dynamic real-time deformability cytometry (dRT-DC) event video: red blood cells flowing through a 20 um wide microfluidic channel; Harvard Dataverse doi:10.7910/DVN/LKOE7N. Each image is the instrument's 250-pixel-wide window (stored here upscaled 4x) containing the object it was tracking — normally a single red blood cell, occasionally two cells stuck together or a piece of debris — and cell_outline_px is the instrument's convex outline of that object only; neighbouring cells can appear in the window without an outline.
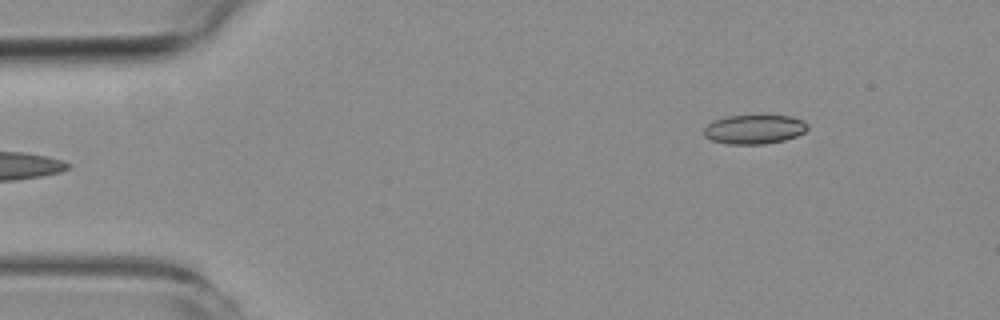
{"species": "common noctule bat (a hibernating species)", "species_latin": "Nyctalus noctula", "temperature_condition": "room temperature", "stored_images_in_passage": 5, "camera_frame_rate_fps": 3000, "um_per_image_px": 0.085, "animal": {"sex": "female", "body_mass_g": 19.3, "forearm_length_mm": 54.1}, "frame": {"image": 1, "passage_image": 5, "time_ms": 4.667, "image_size_px": [1000, 320], "cell_outline_px": [[808, 128], [804, 132], [796, 136], [784, 140], [764, 144], [728, 144], [712, 140], [704, 136], [704, 128], [708, 124], [716, 120], [728, 116], [760, 112], [792, 116], [804, 120], [808, 124]], "centroid_in_image_um": [64.16, 10.93], "position_along_channel_um": 20.8, "area_um2": 18.44}}